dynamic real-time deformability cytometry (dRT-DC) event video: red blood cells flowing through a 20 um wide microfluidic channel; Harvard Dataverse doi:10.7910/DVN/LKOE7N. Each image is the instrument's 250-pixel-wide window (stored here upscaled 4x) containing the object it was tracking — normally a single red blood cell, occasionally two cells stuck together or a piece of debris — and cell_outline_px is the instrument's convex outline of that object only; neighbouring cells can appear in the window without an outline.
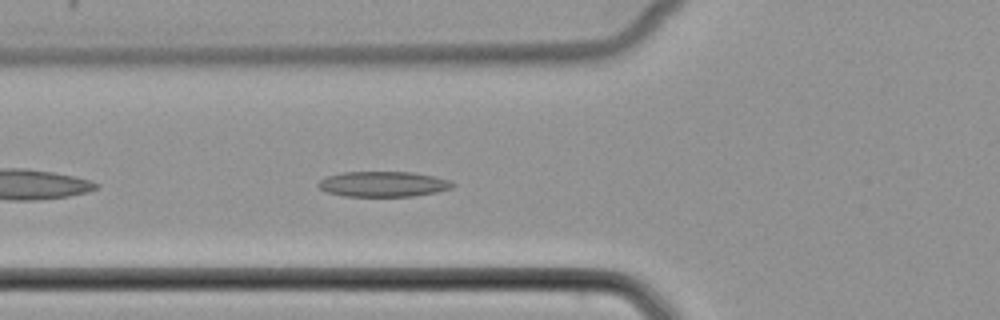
{"species": "common noctule bat (a hibernating species)", "species_latin": "Nyctalus noctula", "temperature_condition": "cold", "stored_images_in_passage": 37, "camera_frame_rate_fps": 3000, "um_per_image_px": 0.085, "animal": {"sex": "female", "body_mass_g": 22.7, "forearm_length_mm": 54.2}, "frame": {"image": 1, "passage_image": 5, "time_ms": 1.333, "image_size_px": [1000, 320], "cell_outline_px": [[456, 184], [452, 188], [436, 192], [412, 196], [344, 196], [328, 192], [320, 188], [316, 184], [320, 180], [328, 176], [344, 172], [412, 172], [436, 176], [448, 180]], "centroid_in_image_um": [32.59, 15.64], "position_along_channel_um": 93.2, "area_um2": 19.77}}
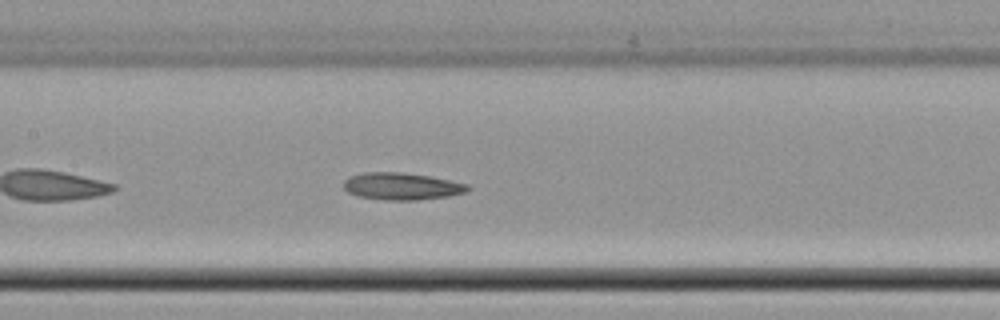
{"frame": {"image": 2, "passage_image": 11, "time_ms": 3.333, "image_size_px": [1000, 320], "cell_outline_px": [[472, 188], [468, 192], [448, 196], [420, 200], [384, 200], [356, 196], [348, 192], [344, 188], [344, 180], [348, 176], [364, 172], [404, 172], [428, 176], [468, 184]], "centroid_in_image_um": [34.14, 15.83], "position_along_channel_um": 173.3, "area_um2": 19.83}}
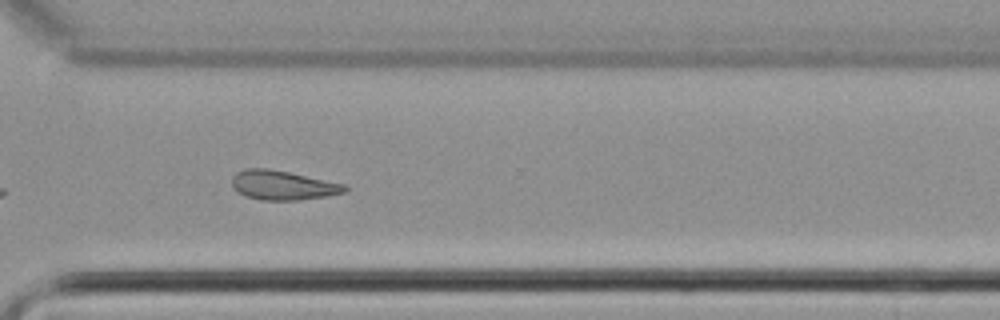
{"frame": {"image": 3, "passage_image": 24, "time_ms": 7.667, "image_size_px": [1000, 320], "cell_outline_px": [[348, 188], [344, 192], [324, 196], [300, 200], [260, 200], [244, 196], [236, 192], [232, 188], [232, 176], [236, 172], [244, 168], [268, 168], [288, 172], [344, 184]], "centroid_in_image_um": [23.95, 15.74], "position_along_channel_um": 346.7, "area_um2": 19.31}}